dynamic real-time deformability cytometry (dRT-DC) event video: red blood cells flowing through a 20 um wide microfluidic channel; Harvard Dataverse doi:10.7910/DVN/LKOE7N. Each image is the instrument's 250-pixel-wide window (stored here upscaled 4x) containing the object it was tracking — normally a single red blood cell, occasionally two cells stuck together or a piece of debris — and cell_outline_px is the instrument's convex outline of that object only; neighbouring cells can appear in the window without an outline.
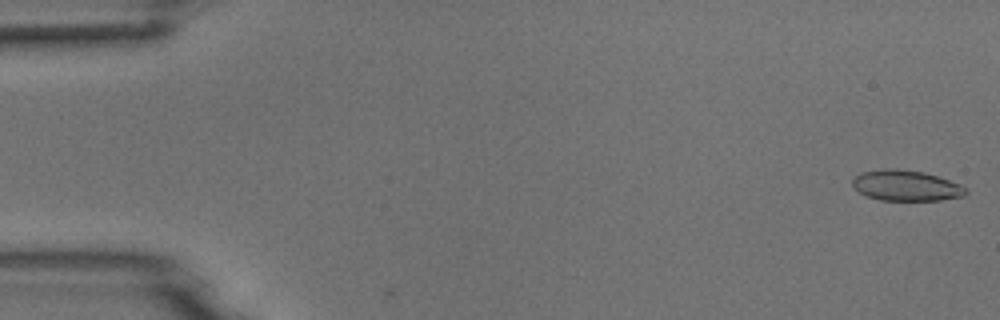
{"species": "common noctule bat (a hibernating species)", "species_latin": "Nyctalus noctula", "temperature_condition": "room temperature", "stored_images_in_passage": 51, "camera_frame_rate_fps": 3000, "um_per_image_px": 0.085, "animal": {"sex": "male", "body_mass_g": 18.8}, "frame": {"image": 1, "passage_image": 1, "time_ms": 0.0, "image_size_px": [1000, 320], "cell_outline_px": [[968, 192], [964, 196], [940, 200], [880, 200], [864, 196], [852, 184], [852, 180], [860, 172], [884, 168], [896, 168], [924, 172], [960, 184], [968, 188]], "centroid_in_image_um": [77.01, 15.77], "position_along_channel_um": 8.0, "area_um2": 20.35}}
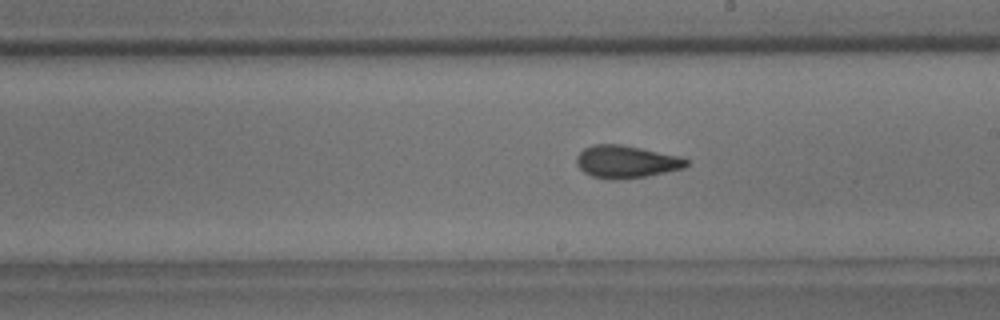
{"frame": {"image": 2, "passage_image": 29, "time_ms": 9.333, "image_size_px": [1000, 320], "cell_outline_px": [[688, 164], [684, 168], [644, 176], [612, 180], [592, 176], [584, 172], [576, 164], [576, 156], [584, 148], [592, 144], [620, 144], [684, 156], [688, 160]], "centroid_in_image_um": [53.23, 13.73], "position_along_channel_um": 235.8, "area_um2": 20.87}}
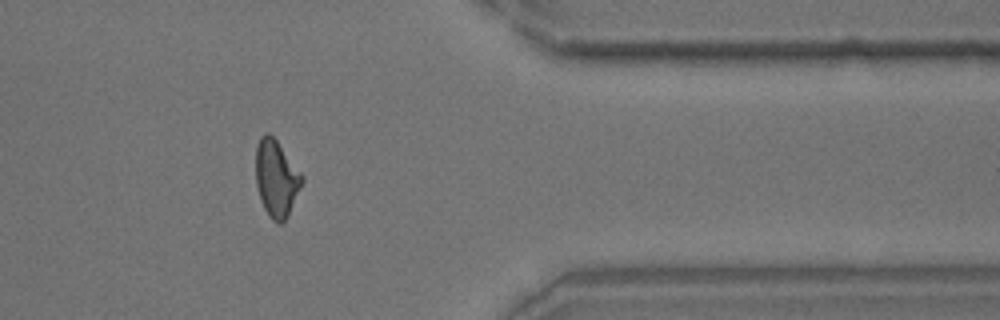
{"frame": {"image": 3, "passage_image": 42, "time_ms": 13.667, "image_size_px": [1000, 320], "cell_outline_px": [[304, 180], [288, 216], [280, 224], [276, 224], [268, 216], [260, 200], [256, 184], [256, 144], [260, 136], [264, 132], [268, 132], [276, 140], [304, 176]], "centroid_in_image_um": [23.48, 15.17], "position_along_channel_um": 387.9, "area_um2": 20.81}}